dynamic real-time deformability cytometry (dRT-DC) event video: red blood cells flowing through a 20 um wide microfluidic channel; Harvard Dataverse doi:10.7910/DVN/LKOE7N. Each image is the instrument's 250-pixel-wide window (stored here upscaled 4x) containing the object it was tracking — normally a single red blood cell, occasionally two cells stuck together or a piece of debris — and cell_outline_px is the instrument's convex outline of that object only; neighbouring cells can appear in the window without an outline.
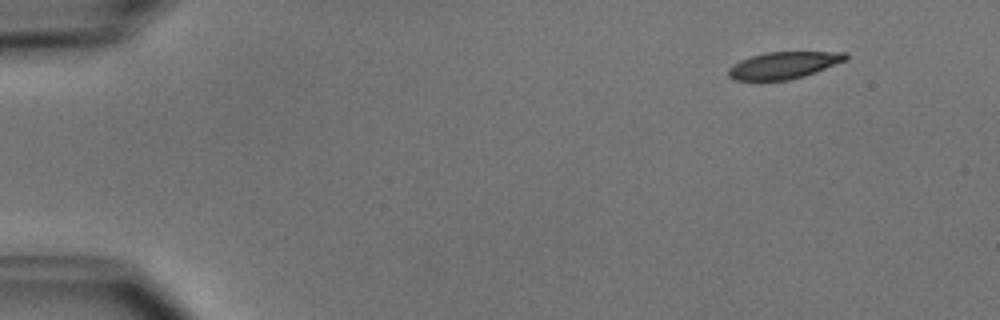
{"species": "common noctule bat (a hibernating species)", "species_latin": "Nyctalus noctula", "temperature_condition": "cold", "stored_images_in_passage": 47, "camera_frame_rate_fps": 3000, "um_per_image_px": 0.085, "animal": {"sex": "male", "body_mass_g": 15.6}, "frame": {"image": 1, "passage_image": 1, "time_ms": 0.0, "image_size_px": [1000, 320], "cell_outline_px": [[848, 60], [816, 72], [804, 76], [788, 80], [736, 80], [728, 76], [728, 68], [732, 64], [740, 60], [764, 52], [848, 52]], "centroid_in_image_um": [66.63, 5.54], "position_along_channel_um": 18.4, "area_um2": 18.5}}
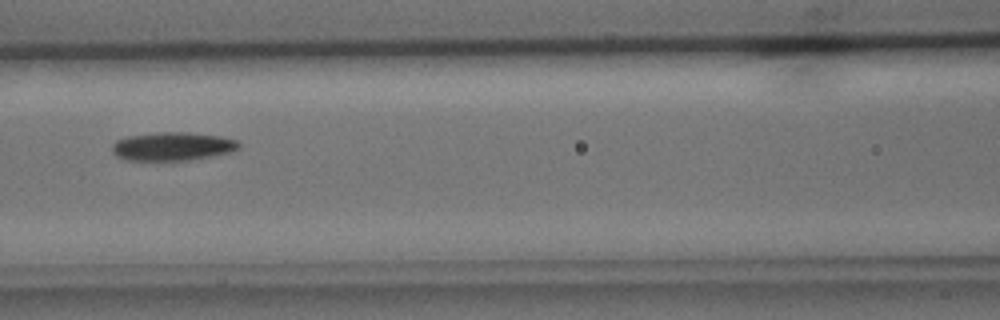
{"frame": {"image": 2, "passage_image": 19, "time_ms": 6.0, "image_size_px": [1000, 320], "cell_outline_px": [[240, 148], [232, 152], [212, 156], [188, 160], [128, 160], [116, 156], [112, 152], [112, 144], [116, 140], [128, 136], [160, 132], [188, 132], [220, 136], [236, 140], [240, 144]], "centroid_in_image_um": [14.67, 12.44], "position_along_channel_um": 151.9, "area_um2": 21.04}}
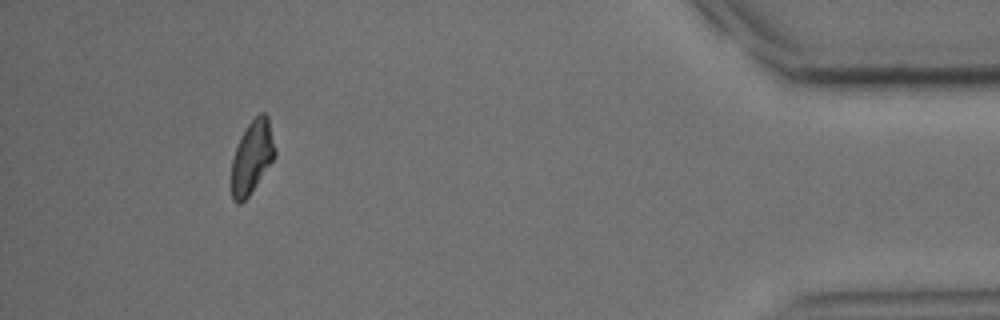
{"frame": {"image": 3, "passage_image": 43, "time_ms": 14.0, "image_size_px": [1000, 320], "cell_outline_px": [[276, 156], [248, 196], [240, 204], [236, 204], [232, 200], [232, 160], [240, 136], [248, 124], [260, 112], [264, 112], [268, 116], [276, 148]], "centroid_in_image_um": [21.44, 13.33], "position_along_channel_um": 413.8, "area_um2": 18.44}, "authors_computed_cell_mechanics": {"area_um2": 20.0566, "velocity_mm_per_s": 3.9676, "shape_relaxation_time_tau1_ms": 4.8653, "shape_relaxation_time_tau2_ms": 8.2154, "deformation_change_tau1": 0.1475, "deformation_change_tau2": 0.1764}}